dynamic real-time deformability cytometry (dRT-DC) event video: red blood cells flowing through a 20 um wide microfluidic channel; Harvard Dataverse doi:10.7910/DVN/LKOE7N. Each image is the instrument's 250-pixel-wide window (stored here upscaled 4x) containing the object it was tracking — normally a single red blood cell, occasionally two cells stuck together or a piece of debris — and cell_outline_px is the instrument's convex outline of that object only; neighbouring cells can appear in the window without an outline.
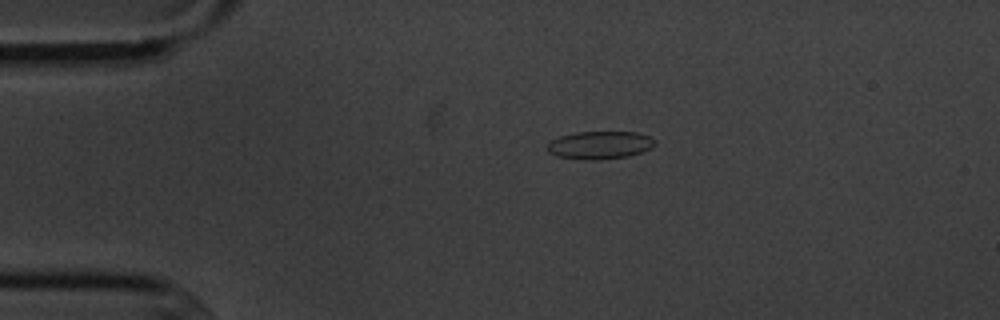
{"species": "common noctule bat (a hibernating species)", "species_latin": "Nyctalus noctula", "temperature_condition": "cold", "stored_images_in_passage": 4, "camera_frame_rate_fps": 3000, "um_per_image_px": 0.085, "animal": {"sex": "male", "body_mass_g": 20.1, "forearm_length_mm": 53.5}, "frame": {"image": 1, "passage_image": 3, "time_ms": 3.0, "image_size_px": [1000, 320], "cell_outline_px": [[656, 144], [652, 148], [628, 156], [596, 160], [584, 160], [556, 156], [548, 152], [548, 144], [552, 140], [560, 136], [576, 132], [636, 132], [648, 136], [656, 140]], "centroid_in_image_um": [50.99, 12.33], "position_along_channel_um": 34.0, "area_um2": 17.46}}